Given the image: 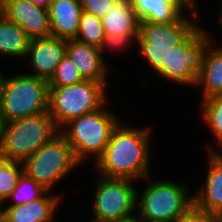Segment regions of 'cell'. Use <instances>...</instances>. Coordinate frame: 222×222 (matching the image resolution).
<instances>
[{"mask_svg":"<svg viewBox=\"0 0 222 222\" xmlns=\"http://www.w3.org/2000/svg\"><path fill=\"white\" fill-rule=\"evenodd\" d=\"M120 124L113 129L102 155L94 159L95 167L107 178L148 179L152 130Z\"/></svg>","mask_w":222,"mask_h":222,"instance_id":"6da1fadb","label":"cell"},{"mask_svg":"<svg viewBox=\"0 0 222 222\" xmlns=\"http://www.w3.org/2000/svg\"><path fill=\"white\" fill-rule=\"evenodd\" d=\"M0 72V111L4 123L48 112V81L21 73L5 77Z\"/></svg>","mask_w":222,"mask_h":222,"instance_id":"7a4b0ae2","label":"cell"},{"mask_svg":"<svg viewBox=\"0 0 222 222\" xmlns=\"http://www.w3.org/2000/svg\"><path fill=\"white\" fill-rule=\"evenodd\" d=\"M58 133L59 129L48 112L3 122L0 153L10 161L23 163Z\"/></svg>","mask_w":222,"mask_h":222,"instance_id":"3957f363","label":"cell"},{"mask_svg":"<svg viewBox=\"0 0 222 222\" xmlns=\"http://www.w3.org/2000/svg\"><path fill=\"white\" fill-rule=\"evenodd\" d=\"M118 123L116 115L102 107L72 119L59 132L71 145L75 158L81 164L92 155L96 160L102 155Z\"/></svg>","mask_w":222,"mask_h":222,"instance_id":"277c9868","label":"cell"},{"mask_svg":"<svg viewBox=\"0 0 222 222\" xmlns=\"http://www.w3.org/2000/svg\"><path fill=\"white\" fill-rule=\"evenodd\" d=\"M106 86L92 80L68 86H49L48 113L57 128L60 130L72 119L104 107Z\"/></svg>","mask_w":222,"mask_h":222,"instance_id":"5b68a950","label":"cell"},{"mask_svg":"<svg viewBox=\"0 0 222 222\" xmlns=\"http://www.w3.org/2000/svg\"><path fill=\"white\" fill-rule=\"evenodd\" d=\"M146 185L142 194L139 195L137 191L136 207L140 208L137 214L139 220L174 222L194 204L193 195L190 197L187 193L188 186L182 183L179 185L162 179Z\"/></svg>","mask_w":222,"mask_h":222,"instance_id":"8992f818","label":"cell"},{"mask_svg":"<svg viewBox=\"0 0 222 222\" xmlns=\"http://www.w3.org/2000/svg\"><path fill=\"white\" fill-rule=\"evenodd\" d=\"M22 164L23 172L48 191L80 165L60 132Z\"/></svg>","mask_w":222,"mask_h":222,"instance_id":"52a82bcc","label":"cell"},{"mask_svg":"<svg viewBox=\"0 0 222 222\" xmlns=\"http://www.w3.org/2000/svg\"><path fill=\"white\" fill-rule=\"evenodd\" d=\"M132 179L107 178L96 182L94 214L89 222H110L130 218L137 210V190Z\"/></svg>","mask_w":222,"mask_h":222,"instance_id":"ba28073f","label":"cell"},{"mask_svg":"<svg viewBox=\"0 0 222 222\" xmlns=\"http://www.w3.org/2000/svg\"><path fill=\"white\" fill-rule=\"evenodd\" d=\"M198 26L181 44L172 48L167 64L156 74L164 79L183 85L196 86L200 51L204 47L206 30Z\"/></svg>","mask_w":222,"mask_h":222,"instance_id":"9c48e42d","label":"cell"},{"mask_svg":"<svg viewBox=\"0 0 222 222\" xmlns=\"http://www.w3.org/2000/svg\"><path fill=\"white\" fill-rule=\"evenodd\" d=\"M193 19L182 15L172 23L139 22V36L136 43H151V46L176 47L181 44L199 25L198 14L191 12ZM196 22V23H195Z\"/></svg>","mask_w":222,"mask_h":222,"instance_id":"30bf717a","label":"cell"},{"mask_svg":"<svg viewBox=\"0 0 222 222\" xmlns=\"http://www.w3.org/2000/svg\"><path fill=\"white\" fill-rule=\"evenodd\" d=\"M67 39L45 37L31 39L26 58H30L33 74L47 81L55 74L60 61L66 55Z\"/></svg>","mask_w":222,"mask_h":222,"instance_id":"8fae6325","label":"cell"},{"mask_svg":"<svg viewBox=\"0 0 222 222\" xmlns=\"http://www.w3.org/2000/svg\"><path fill=\"white\" fill-rule=\"evenodd\" d=\"M5 17L24 29L30 39L51 36L48 10L29 0H6Z\"/></svg>","mask_w":222,"mask_h":222,"instance_id":"7c38bea8","label":"cell"},{"mask_svg":"<svg viewBox=\"0 0 222 222\" xmlns=\"http://www.w3.org/2000/svg\"><path fill=\"white\" fill-rule=\"evenodd\" d=\"M207 157L209 165L205 186L193 195L194 205L222 217V154L208 148Z\"/></svg>","mask_w":222,"mask_h":222,"instance_id":"4fadbf2b","label":"cell"},{"mask_svg":"<svg viewBox=\"0 0 222 222\" xmlns=\"http://www.w3.org/2000/svg\"><path fill=\"white\" fill-rule=\"evenodd\" d=\"M66 54L84 80L107 84L106 74L108 69L100 48L76 39H67Z\"/></svg>","mask_w":222,"mask_h":222,"instance_id":"5bb4252c","label":"cell"},{"mask_svg":"<svg viewBox=\"0 0 222 222\" xmlns=\"http://www.w3.org/2000/svg\"><path fill=\"white\" fill-rule=\"evenodd\" d=\"M211 37L207 35L200 51L196 86H202V100L222 95V47L213 48Z\"/></svg>","mask_w":222,"mask_h":222,"instance_id":"9a60e30c","label":"cell"},{"mask_svg":"<svg viewBox=\"0 0 222 222\" xmlns=\"http://www.w3.org/2000/svg\"><path fill=\"white\" fill-rule=\"evenodd\" d=\"M51 36L74 39L82 13L81 0H52L49 9Z\"/></svg>","mask_w":222,"mask_h":222,"instance_id":"2e32d148","label":"cell"},{"mask_svg":"<svg viewBox=\"0 0 222 222\" xmlns=\"http://www.w3.org/2000/svg\"><path fill=\"white\" fill-rule=\"evenodd\" d=\"M59 196L46 193L39 199L5 208V222H52L59 204Z\"/></svg>","mask_w":222,"mask_h":222,"instance_id":"e0dca14e","label":"cell"},{"mask_svg":"<svg viewBox=\"0 0 222 222\" xmlns=\"http://www.w3.org/2000/svg\"><path fill=\"white\" fill-rule=\"evenodd\" d=\"M107 34L139 35V22L131 0H115L109 13L101 18Z\"/></svg>","mask_w":222,"mask_h":222,"instance_id":"ac0fdd59","label":"cell"},{"mask_svg":"<svg viewBox=\"0 0 222 222\" xmlns=\"http://www.w3.org/2000/svg\"><path fill=\"white\" fill-rule=\"evenodd\" d=\"M140 21L172 23L183 15V7L175 0H131Z\"/></svg>","mask_w":222,"mask_h":222,"instance_id":"d6986e66","label":"cell"},{"mask_svg":"<svg viewBox=\"0 0 222 222\" xmlns=\"http://www.w3.org/2000/svg\"><path fill=\"white\" fill-rule=\"evenodd\" d=\"M30 38L18 24L0 18V54L15 58H25Z\"/></svg>","mask_w":222,"mask_h":222,"instance_id":"ffe728a7","label":"cell"},{"mask_svg":"<svg viewBox=\"0 0 222 222\" xmlns=\"http://www.w3.org/2000/svg\"><path fill=\"white\" fill-rule=\"evenodd\" d=\"M105 38L101 18L82 11L79 22V29L74 39L88 45L101 48Z\"/></svg>","mask_w":222,"mask_h":222,"instance_id":"44dd1931","label":"cell"},{"mask_svg":"<svg viewBox=\"0 0 222 222\" xmlns=\"http://www.w3.org/2000/svg\"><path fill=\"white\" fill-rule=\"evenodd\" d=\"M46 190L42 185L38 184L33 178L27 176L24 172L18 178V182L14 190L11 192L7 201H14L9 206H16L21 204H28L31 201L41 198Z\"/></svg>","mask_w":222,"mask_h":222,"instance_id":"7402d4cb","label":"cell"},{"mask_svg":"<svg viewBox=\"0 0 222 222\" xmlns=\"http://www.w3.org/2000/svg\"><path fill=\"white\" fill-rule=\"evenodd\" d=\"M202 119L222 148V95L206 98L201 105Z\"/></svg>","mask_w":222,"mask_h":222,"instance_id":"603a6c76","label":"cell"},{"mask_svg":"<svg viewBox=\"0 0 222 222\" xmlns=\"http://www.w3.org/2000/svg\"><path fill=\"white\" fill-rule=\"evenodd\" d=\"M23 173V164L10 161L0 153V201L5 202Z\"/></svg>","mask_w":222,"mask_h":222,"instance_id":"cb8c5ba5","label":"cell"},{"mask_svg":"<svg viewBox=\"0 0 222 222\" xmlns=\"http://www.w3.org/2000/svg\"><path fill=\"white\" fill-rule=\"evenodd\" d=\"M84 81L76 66L66 54L57 66L55 74L48 81L49 86H68Z\"/></svg>","mask_w":222,"mask_h":222,"instance_id":"d4e9b609","label":"cell"},{"mask_svg":"<svg viewBox=\"0 0 222 222\" xmlns=\"http://www.w3.org/2000/svg\"><path fill=\"white\" fill-rule=\"evenodd\" d=\"M141 56L144 57L148 66L157 73L167 64L169 51L173 47L151 46V43H137Z\"/></svg>","mask_w":222,"mask_h":222,"instance_id":"484cf974","label":"cell"},{"mask_svg":"<svg viewBox=\"0 0 222 222\" xmlns=\"http://www.w3.org/2000/svg\"><path fill=\"white\" fill-rule=\"evenodd\" d=\"M174 222H222V217L199 209L194 204Z\"/></svg>","mask_w":222,"mask_h":222,"instance_id":"4316f807","label":"cell"},{"mask_svg":"<svg viewBox=\"0 0 222 222\" xmlns=\"http://www.w3.org/2000/svg\"><path fill=\"white\" fill-rule=\"evenodd\" d=\"M139 35H123L119 33L115 34H107L104 38L103 45L100 50L103 53L106 49L114 50H123V48L128 47L129 43H136L137 37ZM107 47V48H106ZM106 48V49H105Z\"/></svg>","mask_w":222,"mask_h":222,"instance_id":"83f0119b","label":"cell"},{"mask_svg":"<svg viewBox=\"0 0 222 222\" xmlns=\"http://www.w3.org/2000/svg\"><path fill=\"white\" fill-rule=\"evenodd\" d=\"M115 0H81L82 11L102 18L109 13Z\"/></svg>","mask_w":222,"mask_h":222,"instance_id":"f1b7e54d","label":"cell"},{"mask_svg":"<svg viewBox=\"0 0 222 222\" xmlns=\"http://www.w3.org/2000/svg\"><path fill=\"white\" fill-rule=\"evenodd\" d=\"M181 7L185 8L187 7V10H190V13L193 12L195 14L197 13V0H175Z\"/></svg>","mask_w":222,"mask_h":222,"instance_id":"f546056e","label":"cell"},{"mask_svg":"<svg viewBox=\"0 0 222 222\" xmlns=\"http://www.w3.org/2000/svg\"><path fill=\"white\" fill-rule=\"evenodd\" d=\"M29 1L39 7L47 9V10L49 9V6L52 2V0H29Z\"/></svg>","mask_w":222,"mask_h":222,"instance_id":"4dcf8cb0","label":"cell"},{"mask_svg":"<svg viewBox=\"0 0 222 222\" xmlns=\"http://www.w3.org/2000/svg\"><path fill=\"white\" fill-rule=\"evenodd\" d=\"M6 14V0H0V18L5 17Z\"/></svg>","mask_w":222,"mask_h":222,"instance_id":"1f68e13d","label":"cell"},{"mask_svg":"<svg viewBox=\"0 0 222 222\" xmlns=\"http://www.w3.org/2000/svg\"><path fill=\"white\" fill-rule=\"evenodd\" d=\"M110 222H139V218L137 217V215H134V216L127 218V219L110 221Z\"/></svg>","mask_w":222,"mask_h":222,"instance_id":"d6a6232c","label":"cell"},{"mask_svg":"<svg viewBox=\"0 0 222 222\" xmlns=\"http://www.w3.org/2000/svg\"><path fill=\"white\" fill-rule=\"evenodd\" d=\"M2 201H0V222H5V209H3L2 205Z\"/></svg>","mask_w":222,"mask_h":222,"instance_id":"836d02e7","label":"cell"},{"mask_svg":"<svg viewBox=\"0 0 222 222\" xmlns=\"http://www.w3.org/2000/svg\"><path fill=\"white\" fill-rule=\"evenodd\" d=\"M2 124H3V121H2V118H1V111H0V130H1Z\"/></svg>","mask_w":222,"mask_h":222,"instance_id":"e575fe53","label":"cell"},{"mask_svg":"<svg viewBox=\"0 0 222 222\" xmlns=\"http://www.w3.org/2000/svg\"><path fill=\"white\" fill-rule=\"evenodd\" d=\"M220 16V23L222 24V12H221V14L219 15Z\"/></svg>","mask_w":222,"mask_h":222,"instance_id":"d590c367","label":"cell"}]
</instances>
